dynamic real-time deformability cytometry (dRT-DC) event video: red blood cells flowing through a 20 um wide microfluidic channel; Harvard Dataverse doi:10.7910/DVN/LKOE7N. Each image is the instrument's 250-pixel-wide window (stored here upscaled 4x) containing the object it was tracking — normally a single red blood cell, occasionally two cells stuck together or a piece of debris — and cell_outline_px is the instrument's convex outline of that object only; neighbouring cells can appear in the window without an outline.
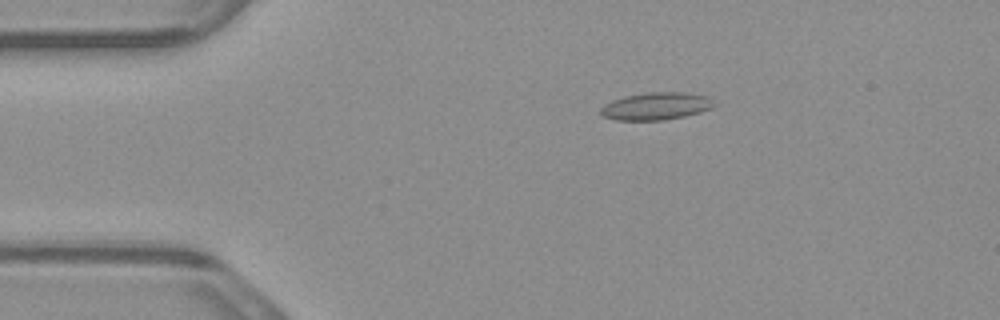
{"species": "common noctule bat (a hibernating species)", "species_latin": "Nyctalus noctula", "temperature_condition": "warm", "stored_images_in_passage": 6, "camera_frame_rate_fps": 3000, "um_per_image_px": 0.085, "animal": {"sex": "male", "body_mass_g": 23.1, "forearm_length_mm": 52.7}, "frame": {"image": 1, "passage_image": 1, "time_ms": 0.0, "image_size_px": [1000, 320], "cell_outline_px": [[716, 104], [712, 108], [700, 112], [684, 116], [664, 120], [616, 120], [604, 116], [600, 112], [600, 108], [604, 104], [612, 100], [624, 96], [648, 92], [688, 92], [712, 96]], "centroid_in_image_um": [55.82, 9.0], "position_along_channel_um": 29.2, "area_um2": 18.44}}